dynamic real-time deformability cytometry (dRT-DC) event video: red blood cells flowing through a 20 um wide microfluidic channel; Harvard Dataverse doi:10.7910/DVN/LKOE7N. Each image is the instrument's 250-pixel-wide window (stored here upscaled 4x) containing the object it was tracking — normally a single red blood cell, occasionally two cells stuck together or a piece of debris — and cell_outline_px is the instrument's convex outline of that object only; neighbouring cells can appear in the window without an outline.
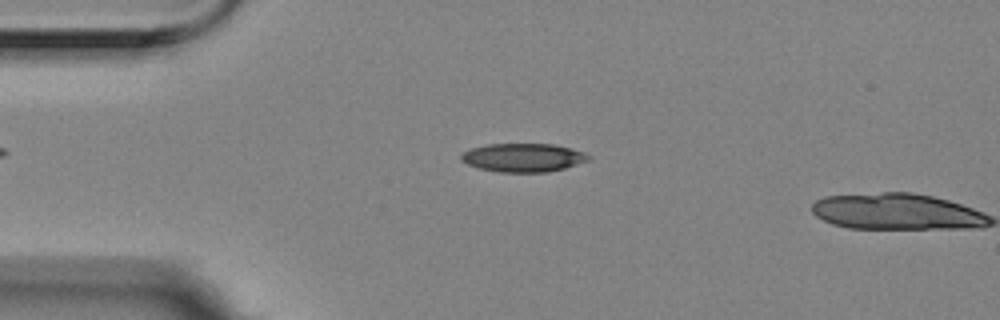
{"species": "Egyptian fruit bat (a non-hibernating species)", "species_latin": "Rousettus aegyptiacus", "temperature_condition": "room temperature", "stored_images_in_passage": 4, "camera_frame_rate_fps": 3000, "um_per_image_px": 0.085, "animal": {"sex": "female"}, "frame": {"image": 1, "passage_image": 3, "time_ms": 0.667, "image_size_px": [1000, 320], "cell_outline_px": [[592, 156], [588, 160], [564, 168], [548, 172], [500, 172], [480, 168], [468, 164], [460, 160], [460, 156], [464, 152], [472, 148], [488, 144], [552, 144], [572, 148], [584, 152]], "centroid_in_image_um": [44.49, 13.39], "position_along_channel_um": 40.5, "area_um2": 21.04}}